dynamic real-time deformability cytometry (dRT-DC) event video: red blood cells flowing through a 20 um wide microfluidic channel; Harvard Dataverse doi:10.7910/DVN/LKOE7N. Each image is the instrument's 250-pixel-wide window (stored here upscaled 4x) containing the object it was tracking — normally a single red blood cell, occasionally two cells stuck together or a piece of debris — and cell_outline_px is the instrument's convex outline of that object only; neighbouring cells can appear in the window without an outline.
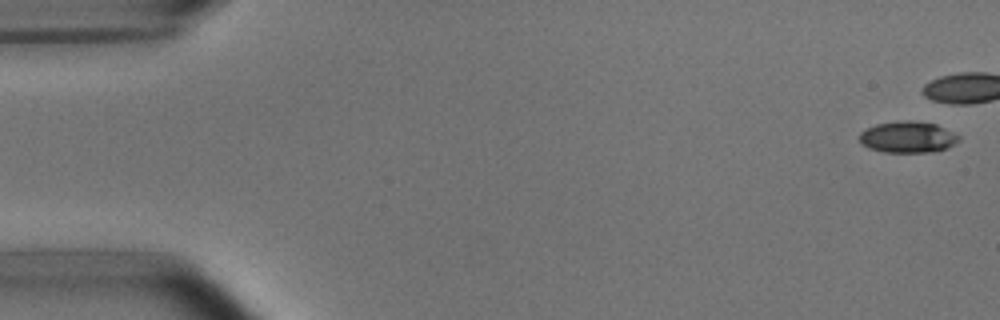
{"species": "common noctule bat (a hibernating species)", "species_latin": "Nyctalus noctula", "temperature_condition": "room temperature", "stored_images_in_passage": 6, "camera_frame_rate_fps": 3000, "um_per_image_px": 0.085, "animal": {"sex": "male", "body_mass_g": 15.6}, "frame": {"image": 1, "passage_image": 1, "time_ms": 0.0, "image_size_px": [1000, 320], "cell_outline_px": [[960, 140], [944, 148], [932, 152], [884, 152], [868, 148], [860, 140], [860, 132], [876, 124], [896, 120], [912, 120], [936, 124], [960, 136]], "centroid_in_image_um": [77.14, 11.64], "position_along_channel_um": 7.9, "area_um2": 18.03}}
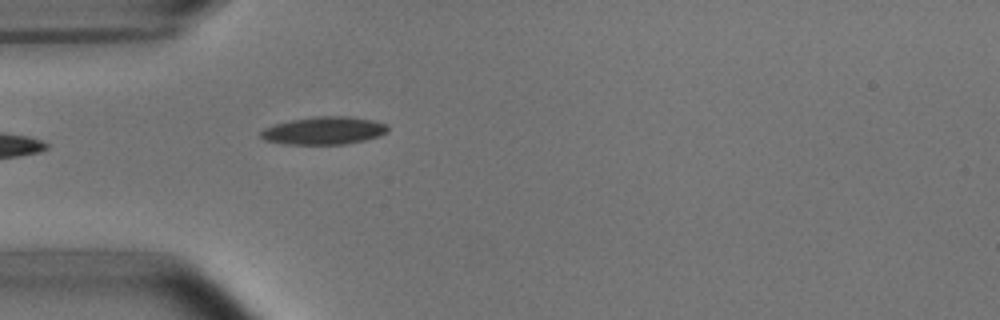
{"frame": {"image": 2, "passage_image": 6, "time_ms": 5.667, "image_size_px": [1000, 320], "cell_outline_px": [[388, 132], [380, 136], [364, 140], [344, 144], [284, 144], [264, 140], [260, 136], [260, 132], [264, 128], [276, 124], [292, 120], [316, 116], [348, 116], [372, 120], [388, 124]], "centroid_in_image_um": [27.55, 11.1], "position_along_channel_um": 57.4, "area_um2": 20.52}}